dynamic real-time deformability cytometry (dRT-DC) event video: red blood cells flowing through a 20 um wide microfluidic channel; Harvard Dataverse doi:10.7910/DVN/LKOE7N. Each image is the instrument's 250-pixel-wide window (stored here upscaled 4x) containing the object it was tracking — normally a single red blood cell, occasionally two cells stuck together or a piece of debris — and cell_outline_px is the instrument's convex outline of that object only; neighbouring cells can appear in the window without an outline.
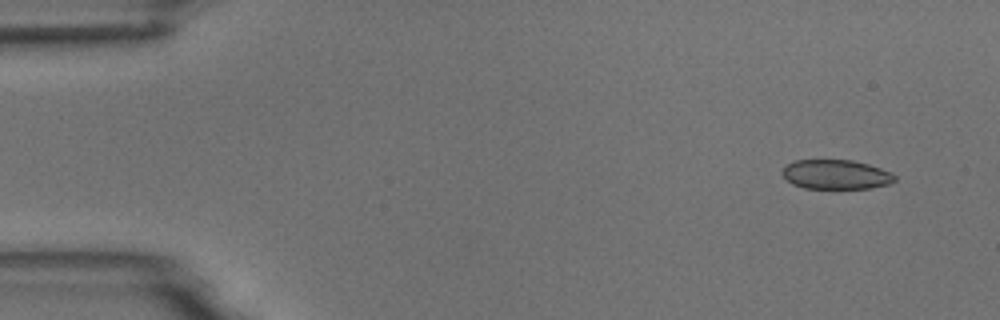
{"species": "common noctule bat (a hibernating species)", "species_latin": "Nyctalus noctula", "temperature_condition": "room temperature", "stored_images_in_passage": 10, "camera_frame_rate_fps": 3000, "um_per_image_px": 0.085, "animal": {"sex": "male", "body_mass_g": 18.8}, "frame": {"image": 1, "passage_image": 1, "time_ms": 0.0, "image_size_px": [1000, 320], "cell_outline_px": [[896, 180], [888, 184], [868, 188], [804, 188], [792, 184], [780, 172], [788, 164], [796, 160], [852, 160], [868, 164], [892, 172], [896, 176]], "centroid_in_image_um": [71.07, 14.83], "position_along_channel_um": 13.9, "area_um2": 19.19}}
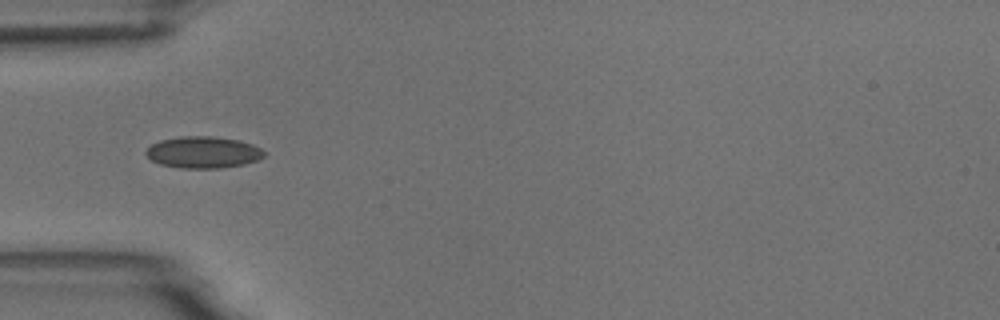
{"frame": {"image": 2, "passage_image": 4, "time_ms": 4.333, "image_size_px": [1000, 320], "cell_outline_px": [[264, 156], [256, 160], [244, 164], [220, 168], [180, 168], [160, 164], [152, 160], [144, 152], [152, 144], [160, 140], [180, 136], [212, 136], [240, 140], [252, 144], [260, 148], [264, 152]], "centroid_in_image_um": [17.26, 12.94], "position_along_channel_um": 67.7, "area_um2": 21.73}}
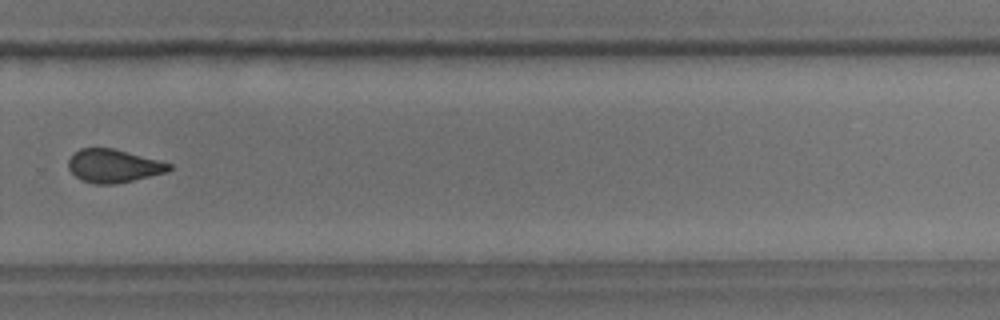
{"frame": {"image": 3, "passage_image": 10, "time_ms": 11.0, "image_size_px": [1000, 320], "cell_outline_px": [[172, 168], [168, 172], [116, 184], [96, 184], [80, 180], [68, 168], [68, 160], [72, 152], [80, 148], [112, 148], [172, 164]], "centroid_in_image_um": [9.61, 14.1], "position_along_channel_um": 320.2, "area_um2": 19.48}}